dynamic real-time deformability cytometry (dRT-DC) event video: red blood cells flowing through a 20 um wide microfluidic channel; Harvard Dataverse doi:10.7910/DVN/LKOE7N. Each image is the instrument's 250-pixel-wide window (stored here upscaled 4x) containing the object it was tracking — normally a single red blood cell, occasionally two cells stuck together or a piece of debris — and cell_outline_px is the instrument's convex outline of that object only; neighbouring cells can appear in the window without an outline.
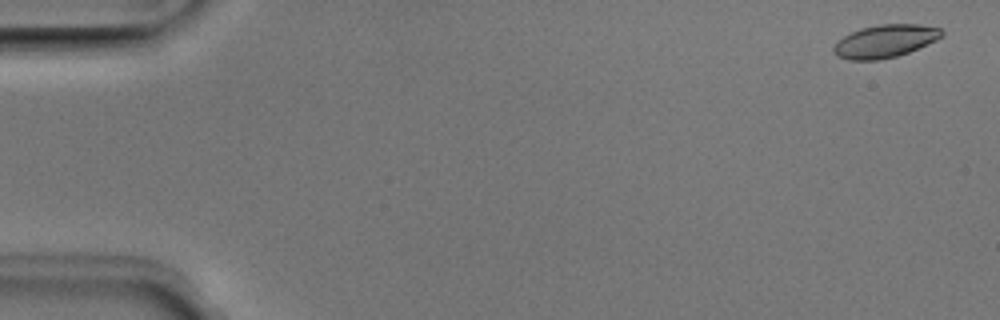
{"species": "Egyptian fruit bat (a non-hibernating species)", "species_latin": "Rousettus aegyptiacus", "temperature_condition": "room temperature", "stored_images_in_passage": 51, "camera_frame_rate_fps": 3000, "um_per_image_px": 0.085, "animal": {"sex": "male"}, "frame": {"image": 1, "passage_image": 2, "time_ms": 0.333, "image_size_px": [1000, 320], "cell_outline_px": [[944, 36], [936, 40], [908, 52], [896, 56], [880, 60], [848, 60], [836, 56], [832, 52], [832, 48], [836, 40], [860, 28], [880, 24], [920, 24], [940, 28], [944, 32]], "centroid_in_image_um": [75.19, 3.5], "position_along_channel_um": 9.8, "area_um2": 20.87}}
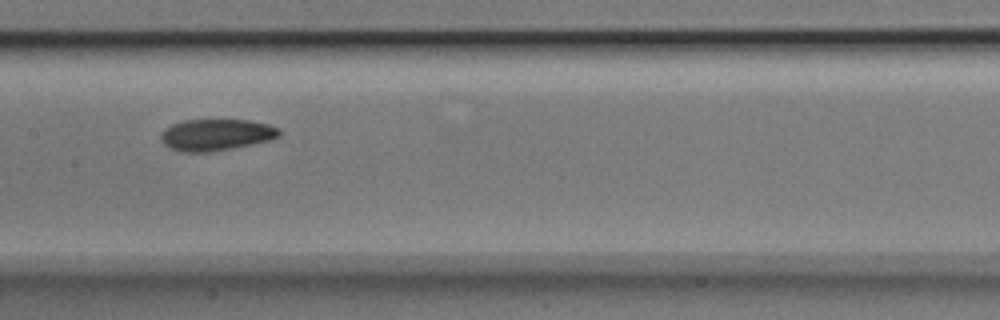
{"frame": {"image": 2, "passage_image": 26, "time_ms": 8.333, "image_size_px": [1000, 320], "cell_outline_px": [[280, 136], [272, 140], [232, 148], [208, 152], [180, 152], [164, 144], [160, 140], [160, 136], [164, 128], [172, 124], [184, 120], [248, 120], [268, 124], [280, 128]], "centroid_in_image_um": [18.38, 11.45], "position_along_channel_um": 189.0, "area_um2": 21.85}}
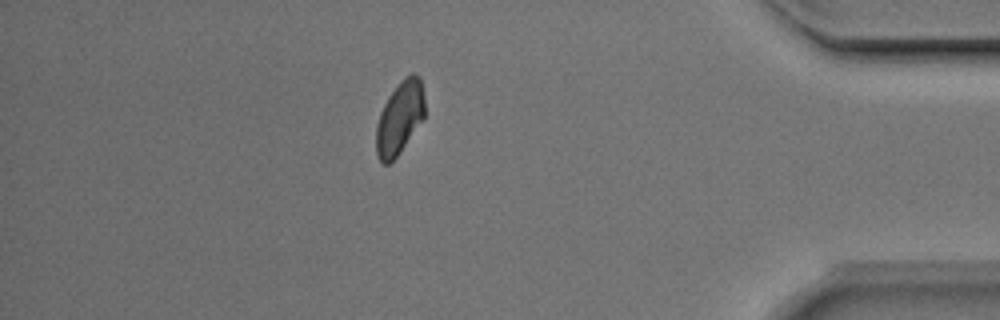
{"frame": {"image": 3, "passage_image": 45, "time_ms": 14.667, "image_size_px": [1000, 320], "cell_outline_px": [[424, 116], [400, 152], [388, 164], [384, 164], [376, 156], [376, 128], [380, 112], [388, 96], [404, 76], [412, 72], [420, 76], [424, 96]], "centroid_in_image_um": [33.96, 9.98], "position_along_channel_um": 401.2, "area_um2": 20.46}, "authors_computed_cell_mechanics": {"area_um2": 21.1548, "velocity_mm_per_s": 3.9631, "shape_relaxation_time_tau1_ms": 8.3122, "shape_relaxation_time_tau2_ms": 4.3324, "deformation_change_tau1": 0.1518, "deformation_change_tau2": 0.0982}}